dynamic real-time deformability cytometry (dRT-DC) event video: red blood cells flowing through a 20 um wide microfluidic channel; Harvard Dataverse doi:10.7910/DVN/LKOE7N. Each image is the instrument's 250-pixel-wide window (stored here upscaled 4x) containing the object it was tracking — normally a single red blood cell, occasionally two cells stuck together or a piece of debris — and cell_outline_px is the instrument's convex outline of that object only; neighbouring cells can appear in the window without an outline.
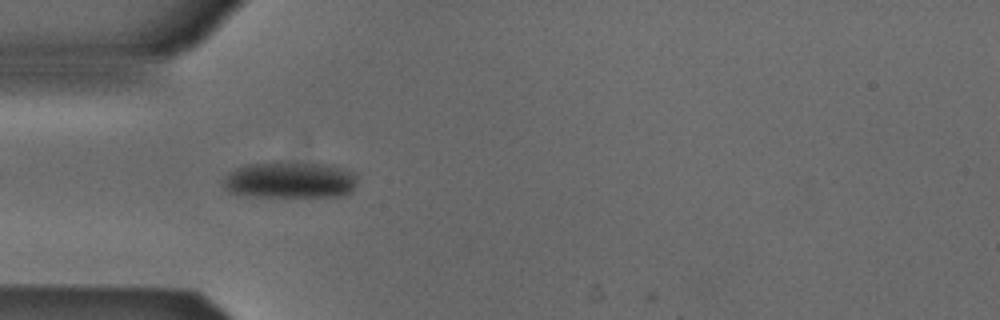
{"species": "Egyptian fruit bat (a non-hibernating species)", "species_latin": "Rousettus aegyptiacus", "temperature_condition": "cold", "stored_images_in_passage": 17, "camera_frame_rate_fps": 3000, "um_per_image_px": 0.085, "animal": {"sex": "male"}, "frame": {"image": 1, "passage_image": 1, "time_ms": 0.0, "image_size_px": [1000, 320], "cell_outline_px": [[356, 184], [352, 192], [340, 196], [244, 196], [228, 192], [224, 188], [224, 176], [228, 172], [236, 168], [248, 164], [276, 160], [280, 160], [324, 164], [352, 172], [356, 176]], "centroid_in_image_um": [24.58, 15.28], "position_along_channel_um": 60.4, "area_um2": 28.96}}
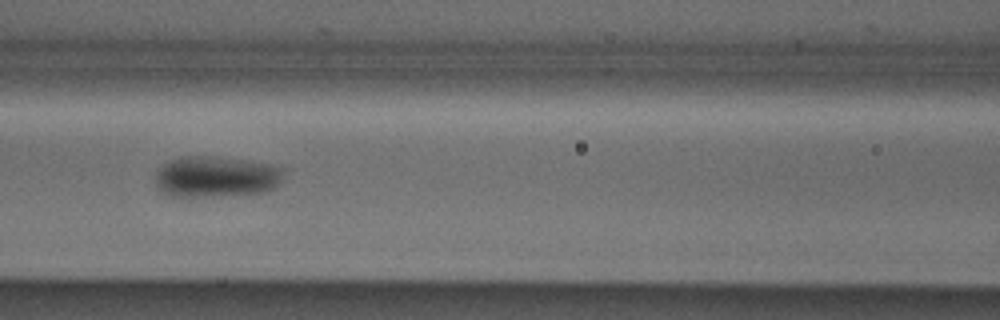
{"frame": {"image": 2, "passage_image": 8, "time_ms": 2.333, "image_size_px": [1000, 320], "cell_outline_px": [[280, 184], [276, 188], [264, 192], [212, 196], [172, 196], [160, 192], [156, 188], [156, 172], [160, 164], [168, 160], [180, 156], [212, 156], [244, 160], [268, 164], [280, 168]], "centroid_in_image_um": [18.27, 15.01], "position_along_channel_um": 148.3, "area_um2": 30.69}}